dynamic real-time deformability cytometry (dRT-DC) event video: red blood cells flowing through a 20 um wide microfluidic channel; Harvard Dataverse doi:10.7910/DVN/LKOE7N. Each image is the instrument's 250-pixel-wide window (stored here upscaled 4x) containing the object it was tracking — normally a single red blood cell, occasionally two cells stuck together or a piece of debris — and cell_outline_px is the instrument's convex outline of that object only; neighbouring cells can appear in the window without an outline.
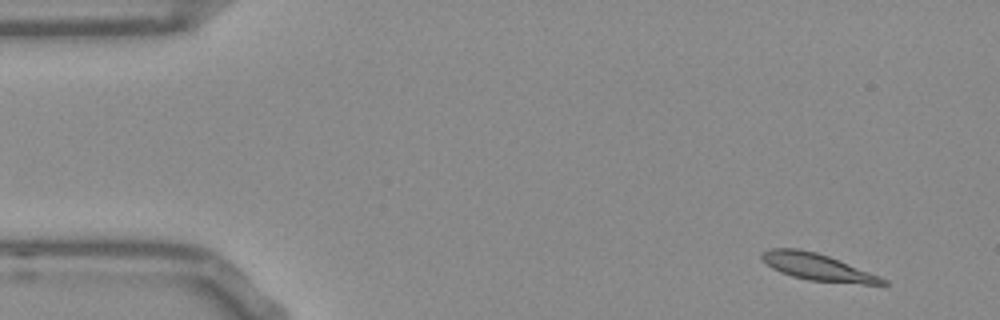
{"species": "Egyptian fruit bat (a non-hibernating species)", "species_latin": "Rousettus aegyptiacus", "temperature_condition": "room temperature", "stored_images_in_passage": 51, "camera_frame_rate_fps": 3000, "um_per_image_px": 0.085, "frame": {"image": 1, "passage_image": 1, "time_ms": 0.0, "image_size_px": [1000, 320], "cell_outline_px": [[888, 284], [864, 284], [808, 280], [792, 276], [780, 272], [772, 268], [760, 256], [760, 252], [768, 248], [796, 248], [816, 252], [828, 256], [888, 280]], "centroid_in_image_um": [69.42, 22.69], "position_along_channel_um": 15.6, "area_um2": 18.61}}
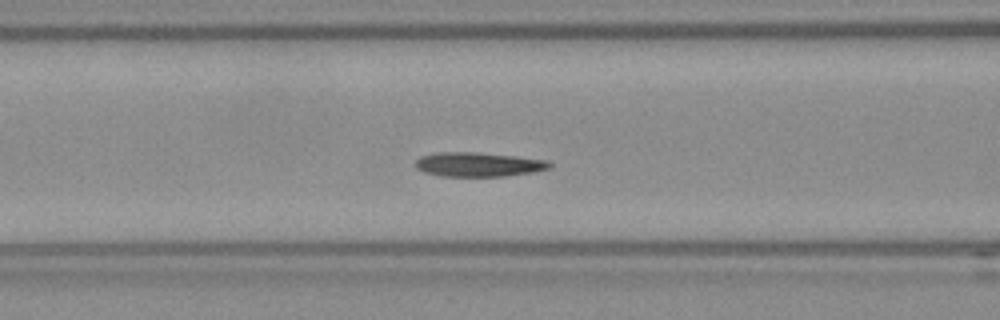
{"frame": {"image": 2, "passage_image": 18, "time_ms": 5.667, "image_size_px": [1000, 320], "cell_outline_px": [[552, 168], [532, 172], [504, 176], [440, 176], [424, 172], [416, 168], [412, 164], [420, 156], [436, 152], [476, 152], [516, 156], [548, 160], [552, 164]], "centroid_in_image_um": [40.64, 13.97], "position_along_channel_um": 126.0, "area_um2": 19.19}}
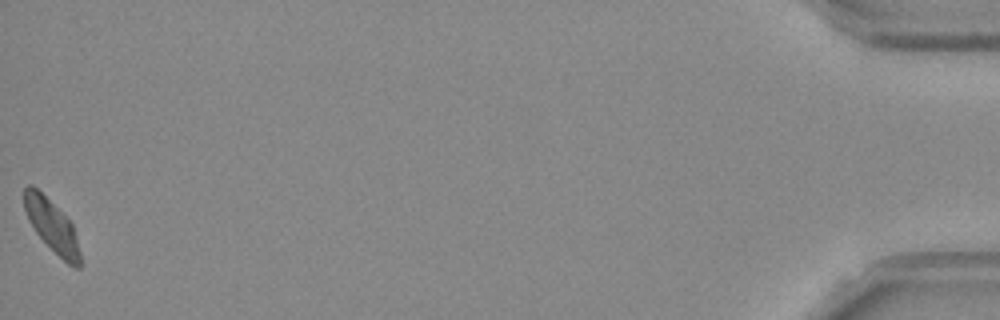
{"frame": {"image": 3, "passage_image": 51, "time_ms": 16.667, "image_size_px": [1000, 320], "cell_outline_px": [[80, 268], [76, 268], [68, 264], [36, 232], [28, 220], [24, 208], [24, 188], [28, 184], [32, 184], [72, 224], [80, 252]], "centroid_in_image_um": [4.39, 19.19], "position_along_channel_um": 430.8, "area_um2": 16.3}}